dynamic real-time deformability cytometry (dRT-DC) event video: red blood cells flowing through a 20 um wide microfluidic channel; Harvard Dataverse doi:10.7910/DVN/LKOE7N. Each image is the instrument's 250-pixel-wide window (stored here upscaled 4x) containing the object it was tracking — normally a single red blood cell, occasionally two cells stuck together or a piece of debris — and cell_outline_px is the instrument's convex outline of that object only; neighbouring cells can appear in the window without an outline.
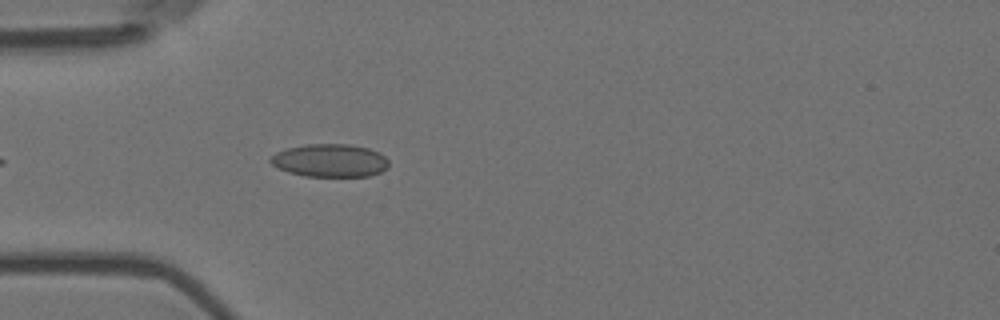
{"species": "Egyptian fruit bat (a non-hibernating species)", "species_latin": "Rousettus aegyptiacus", "temperature_condition": "room temperature", "stored_images_in_passage": 28, "camera_frame_rate_fps": 3000, "um_per_image_px": 0.085, "animal": {"sex": "female"}, "frame": {"image": 1, "passage_image": 5, "time_ms": 1.333, "image_size_px": [1000, 320], "cell_outline_px": [[388, 168], [380, 172], [368, 176], [304, 176], [288, 172], [272, 164], [268, 160], [276, 152], [288, 148], [308, 144], [348, 144], [368, 148], [380, 152], [388, 160]], "centroid_in_image_um": [28.06, 13.64], "position_along_channel_um": 56.9, "area_um2": 22.66}}
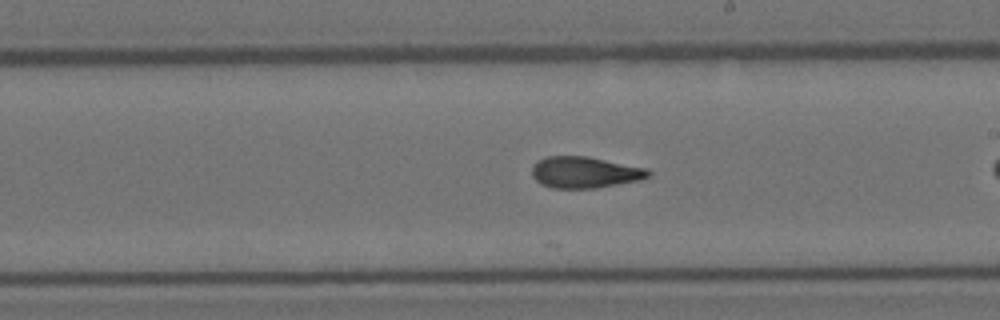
{"frame": {"image": 2, "passage_image": 17, "time_ms": 5.333, "image_size_px": [1000, 320], "cell_outline_px": [[652, 172], [648, 176], [640, 180], [596, 188], [552, 188], [540, 184], [532, 176], [532, 168], [536, 160], [544, 156], [588, 156], [648, 168]], "centroid_in_image_um": [49.69, 14.64], "position_along_channel_um": 239.3, "area_um2": 21.5}}
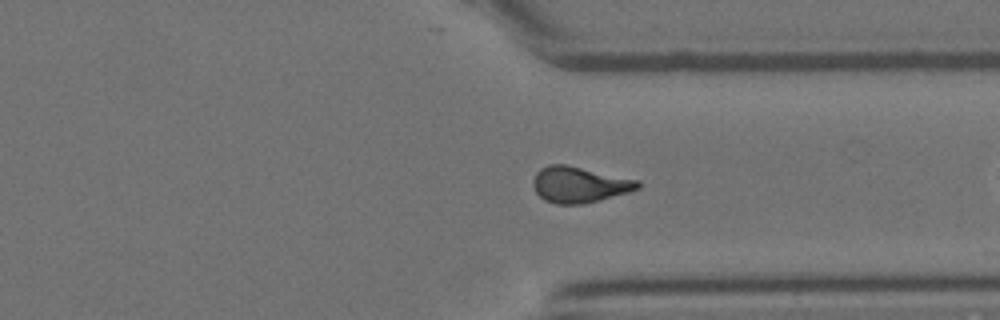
{"frame": {"image": 3, "passage_image": 27, "time_ms": 8.667, "image_size_px": [1000, 320], "cell_outline_px": [[640, 188], [628, 192], [600, 200], [584, 204], [556, 204], [544, 200], [536, 192], [532, 184], [532, 180], [536, 172], [540, 168], [548, 164], [568, 164], [640, 180]], "centroid_in_image_um": [49.23, 15.68], "position_along_channel_um": 362.2, "area_um2": 22.25}}